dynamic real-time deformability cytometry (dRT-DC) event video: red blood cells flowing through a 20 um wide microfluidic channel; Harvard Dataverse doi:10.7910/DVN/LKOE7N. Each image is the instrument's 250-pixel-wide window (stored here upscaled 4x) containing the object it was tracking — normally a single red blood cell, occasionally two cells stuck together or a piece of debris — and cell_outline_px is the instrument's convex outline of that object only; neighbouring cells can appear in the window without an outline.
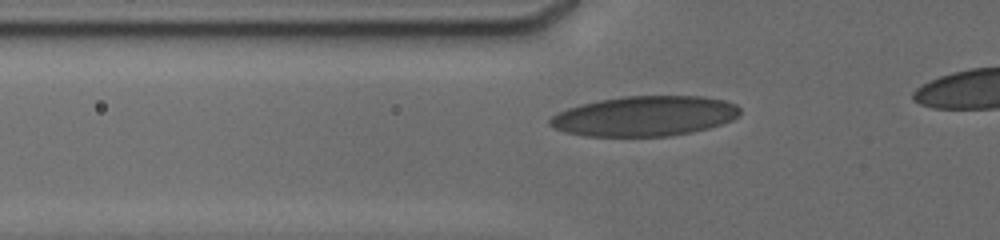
{"species": "human", "species_latin": "Homo sapiens", "temperature_condition": "cold", "stored_images_in_passage": 5, "segment_of_instrument_passage": [1, 2], "camera_frame_rate_fps": 3000, "um_per_image_px": 0.085, "donor": {"sex": "male"}, "frame": {"image": 1, "passage_image": 3, "time_ms": 1.333, "image_size_px": [1000, 240], "cell_outline_px": [[740, 112], [732, 120], [708, 128], [692, 132], [668, 136], [584, 136], [564, 132], [548, 124], [548, 120], [552, 116], [568, 108], [580, 104], [600, 100], [624, 96], [700, 96], [724, 100], [736, 104], [740, 108]], "centroid_in_image_um": [54.78, 9.87], "position_along_channel_um": 71.0, "area_um2": 44.27}}